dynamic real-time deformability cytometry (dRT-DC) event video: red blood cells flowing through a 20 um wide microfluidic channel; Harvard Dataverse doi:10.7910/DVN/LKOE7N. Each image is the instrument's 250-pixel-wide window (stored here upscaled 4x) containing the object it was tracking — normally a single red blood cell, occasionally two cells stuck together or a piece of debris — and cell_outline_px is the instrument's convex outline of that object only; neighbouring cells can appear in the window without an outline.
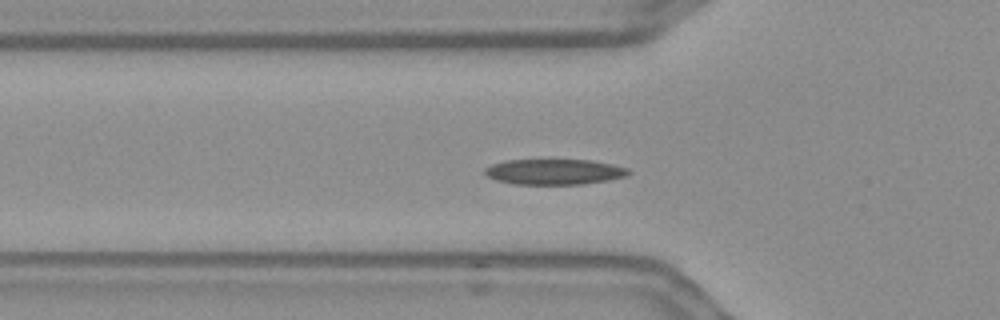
{"species": "Egyptian fruit bat (a non-hibernating species)", "species_latin": "Rousettus aegyptiacus", "temperature_condition": "warm", "stored_images_in_passage": 44, "camera_frame_rate_fps": 3000, "um_per_image_px": 0.085, "frame": {"image": 1, "passage_image": 6, "time_ms": 1.667, "image_size_px": [1000, 320], "cell_outline_px": [[632, 172], [628, 176], [608, 180], [584, 184], [512, 184], [496, 180], [488, 176], [484, 172], [484, 168], [492, 164], [504, 160], [592, 160], [612, 164], [628, 168]], "centroid_in_image_um": [47.14, 14.6], "position_along_channel_um": 78.7, "area_um2": 21.5}}
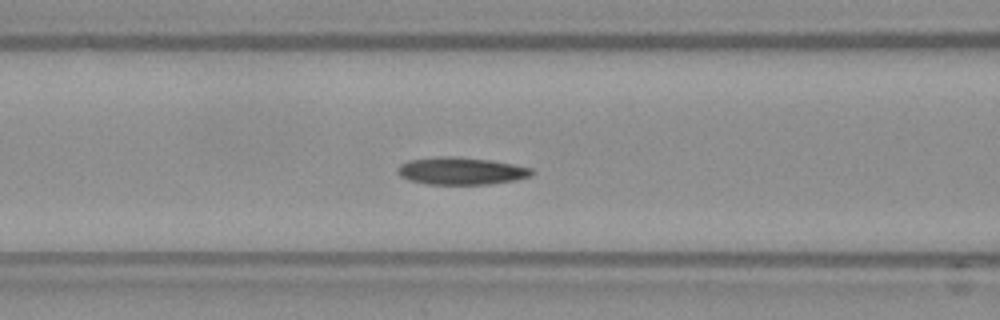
{"frame": {"image": 2, "passage_image": 10, "time_ms": 3.0, "image_size_px": [1000, 320], "cell_outline_px": [[536, 172], [532, 176], [516, 180], [488, 184], [428, 184], [408, 180], [400, 176], [396, 172], [396, 168], [400, 164], [408, 160], [436, 156], [460, 156], [492, 160], [532, 168]], "centroid_in_image_um": [39.19, 14.52], "position_along_channel_um": 127.4, "area_um2": 21.79}}
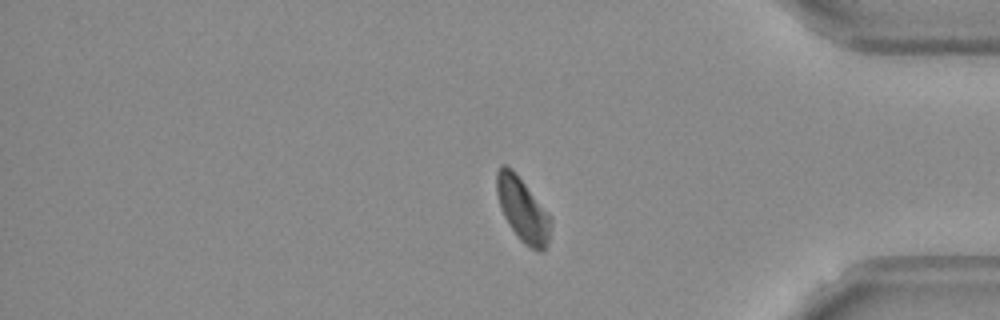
{"frame": {"image": 3, "passage_image": 34, "time_ms": 11.0, "image_size_px": [1000, 320], "cell_outline_px": [[552, 224], [548, 244], [540, 252], [524, 244], [520, 240], [504, 216], [500, 208], [496, 192], [496, 172], [500, 164], [504, 164], [512, 168], [516, 172], [552, 216]], "centroid_in_image_um": [44.44, 17.78], "position_along_channel_um": 390.8, "area_um2": 20.46}, "authors_computed_cell_mechanics": {"area_um2": 20.9814, "velocity_mm_per_s": 3.5881, "shape_relaxation_time_tau1_ms": 2.5949, "shape_relaxation_time_tau2_ms": null, "deformation_change_tau1": 0.1066, "deformation_change_tau2": null}}